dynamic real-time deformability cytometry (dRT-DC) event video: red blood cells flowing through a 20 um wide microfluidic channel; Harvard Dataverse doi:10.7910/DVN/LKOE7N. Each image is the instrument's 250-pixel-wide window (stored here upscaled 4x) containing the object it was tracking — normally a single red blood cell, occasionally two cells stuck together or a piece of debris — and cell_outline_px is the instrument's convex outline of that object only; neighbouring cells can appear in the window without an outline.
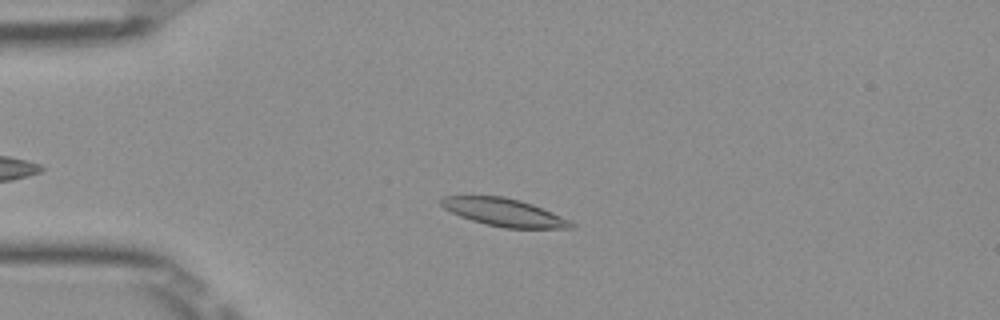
{"species": "Egyptian fruit bat (a non-hibernating species)", "species_latin": "Rousettus aegyptiacus", "temperature_condition": "room temperature", "stored_images_in_passage": 42, "camera_frame_rate_fps": 3000, "um_per_image_px": 0.085, "frame": {"image": 1, "passage_image": 11, "time_ms": 3.333, "image_size_px": [1000, 320], "cell_outline_px": [[576, 228], [504, 228], [484, 224], [460, 216], [444, 208], [440, 204], [440, 196], [504, 196], [520, 200], [532, 204], [560, 216], [576, 224]], "centroid_in_image_um": [42.82, 18.05], "position_along_channel_um": 42.2, "area_um2": 20.92}}
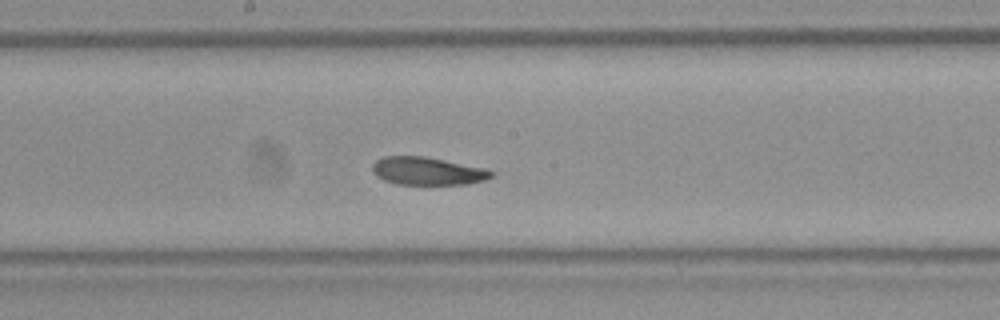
{"frame": {"image": 2, "passage_image": 26, "time_ms": 8.333, "image_size_px": [1000, 320], "cell_outline_px": [[496, 172], [492, 176], [484, 180], [468, 184], [396, 184], [384, 180], [376, 176], [372, 172], [372, 164], [376, 160], [384, 156], [424, 156], [484, 168]], "centroid_in_image_um": [36.31, 14.54], "position_along_channel_um": 211.9, "area_um2": 19.31}}
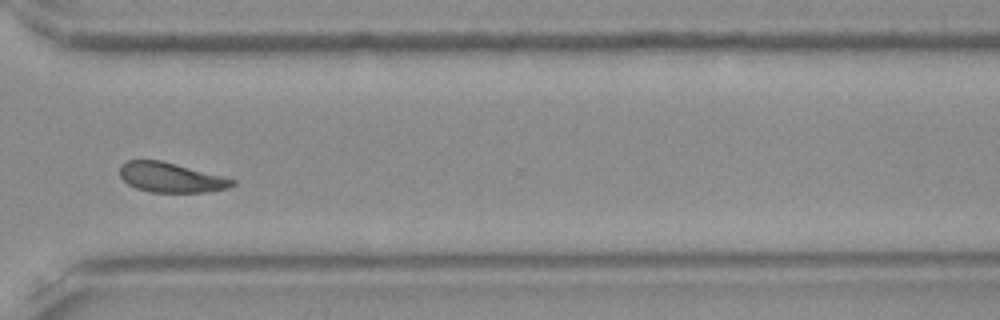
{"frame": {"image": 3, "passage_image": 37, "time_ms": 12.0, "image_size_px": [1000, 320], "cell_outline_px": [[236, 184], [228, 188], [208, 192], [152, 192], [136, 188], [128, 184], [120, 176], [120, 164], [128, 160], [160, 160], [176, 164], [236, 180]], "centroid_in_image_um": [14.51, 15.09], "position_along_channel_um": 356.1, "area_um2": 19.36}, "authors_computed_cell_mechanics": {"area_um2": 20.5768, "velocity_mm_per_s": 3.9317, "shape_relaxation_time_tau1_ms": 3.2524, "shape_relaxation_time_tau2_ms": 5.1418, "deformation_change_tau1": 0.1199, "deformation_change_tau2": 0.1265}}